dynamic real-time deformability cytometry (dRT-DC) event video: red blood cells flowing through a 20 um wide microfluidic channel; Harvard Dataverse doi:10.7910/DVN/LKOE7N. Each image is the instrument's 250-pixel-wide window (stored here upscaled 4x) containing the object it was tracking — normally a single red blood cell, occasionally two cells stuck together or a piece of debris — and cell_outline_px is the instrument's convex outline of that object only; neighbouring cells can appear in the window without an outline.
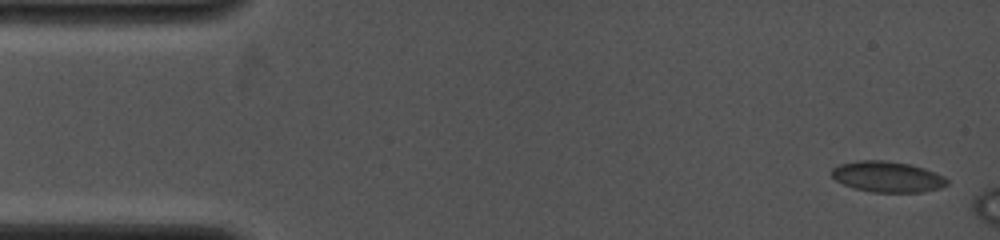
{"species": "common noctule bat (a hibernating species)", "species_latin": "Nyctalus noctula", "temperature_condition": "cold", "stored_images_in_passage": 3, "camera_frame_rate_fps": 4000, "um_per_image_px": 0.085, "animal": {"sex": "female", "body_mass_g": 19.0, "forearm_length_mm": 53.3}, "frame": {"image": 1, "passage_image": 1, "time_ms": 0.0, "image_size_px": [1000, 240], "cell_outline_px": [[948, 184], [940, 188], [924, 192], [872, 192], [856, 188], [844, 184], [836, 180], [832, 176], [832, 168], [840, 164], [860, 160], [884, 160], [908, 164], [924, 168], [936, 172], [944, 176], [948, 180]], "centroid_in_image_um": [75.46, 15.02], "position_along_channel_um": 9.5, "area_um2": 20.63}}